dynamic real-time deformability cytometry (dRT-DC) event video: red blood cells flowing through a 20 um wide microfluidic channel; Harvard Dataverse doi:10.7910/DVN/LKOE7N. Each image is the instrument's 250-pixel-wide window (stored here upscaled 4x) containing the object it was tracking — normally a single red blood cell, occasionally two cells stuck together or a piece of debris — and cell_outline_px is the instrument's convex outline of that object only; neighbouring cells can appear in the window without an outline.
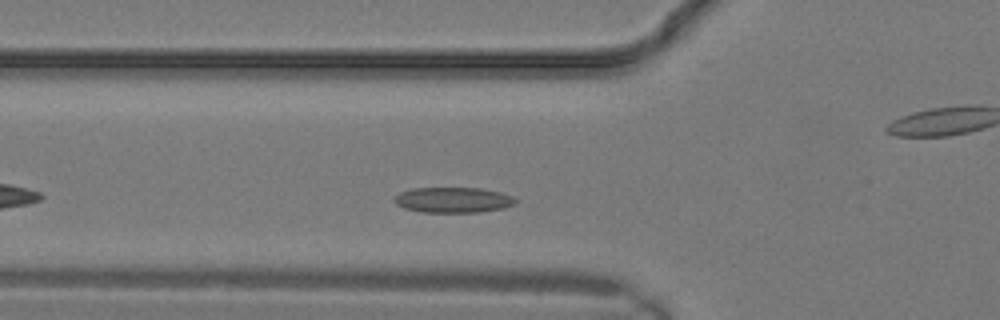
{"species": "common noctule bat (a hibernating species)", "species_latin": "Nyctalus noctula", "temperature_condition": "warm", "stored_images_in_passage": 7, "segment_of_instrument_passage": [1, 2], "camera_frame_rate_fps": 3000, "um_per_image_px": 0.085, "animal": {"sex": "male", "body_mass_g": 19.2, "forearm_length_mm": 51.8}, "frame": {"image": 1, "passage_image": 4, "time_ms": 1.0, "image_size_px": [1000, 320], "cell_outline_px": [[516, 204], [504, 208], [480, 212], [420, 212], [404, 208], [396, 204], [392, 200], [400, 192], [412, 188], [480, 188], [500, 192], [512, 196], [516, 200]], "centroid_in_image_um": [38.51, 17.0], "position_along_channel_um": 87.3, "area_um2": 18.03}}
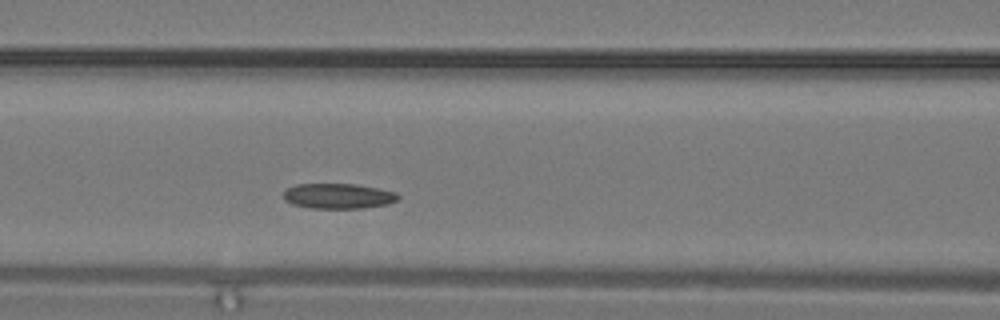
{"frame": {"image": 2, "passage_image": 6, "time_ms": 1.667, "image_size_px": [1000, 320], "cell_outline_px": [[400, 196], [396, 200], [388, 204], [364, 208], [308, 208], [292, 204], [284, 200], [284, 188], [296, 184], [356, 184], [396, 192]], "centroid_in_image_um": [28.71, 16.66], "position_along_channel_um": 137.9, "area_um2": 16.94}}